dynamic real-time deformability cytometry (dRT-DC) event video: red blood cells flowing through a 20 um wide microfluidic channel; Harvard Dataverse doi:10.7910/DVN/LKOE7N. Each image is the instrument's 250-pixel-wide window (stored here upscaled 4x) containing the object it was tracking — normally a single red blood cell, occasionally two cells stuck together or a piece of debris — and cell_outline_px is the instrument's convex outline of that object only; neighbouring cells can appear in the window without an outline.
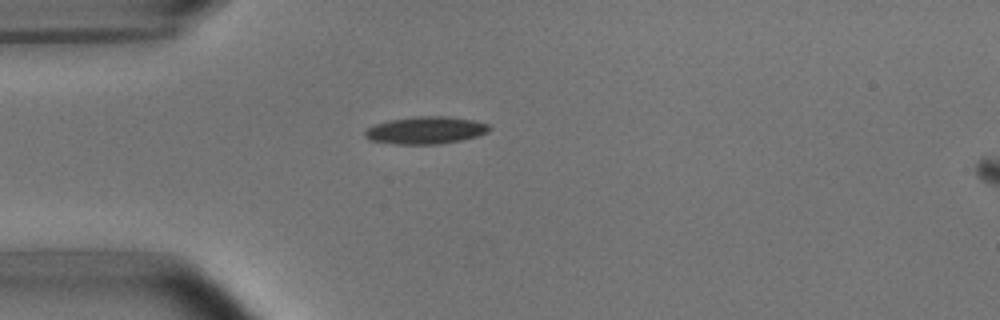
{"species": "common noctule bat (a hibernating species)", "species_latin": "Nyctalus noctula", "temperature_condition": "room temperature", "stored_images_in_passage": 4, "camera_frame_rate_fps": 3000, "um_per_image_px": 0.085, "animal": {"sex": "male", "body_mass_g": 15.6}, "frame": {"image": 1, "passage_image": 3, "time_ms": 3.0, "image_size_px": [1000, 320], "cell_outline_px": [[492, 128], [488, 132], [476, 136], [460, 140], [440, 144], [396, 144], [372, 140], [364, 136], [364, 132], [368, 128], [376, 124], [388, 120], [420, 116], [444, 116], [472, 120], [488, 124]], "centroid_in_image_um": [36.19, 11.07], "position_along_channel_um": 48.8, "area_um2": 19.59}}